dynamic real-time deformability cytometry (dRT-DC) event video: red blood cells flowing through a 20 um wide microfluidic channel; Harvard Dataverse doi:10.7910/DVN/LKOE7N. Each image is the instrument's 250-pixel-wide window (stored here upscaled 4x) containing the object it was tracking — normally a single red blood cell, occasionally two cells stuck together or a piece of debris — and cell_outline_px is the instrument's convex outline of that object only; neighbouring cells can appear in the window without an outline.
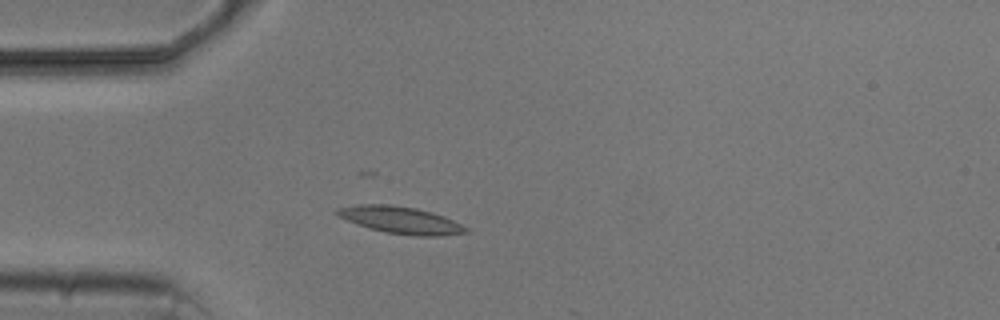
{"species": "common noctule bat (a hibernating species)", "species_latin": "Nyctalus noctula", "temperature_condition": "cold", "stored_images_in_passage": 3, "camera_frame_rate_fps": 3000, "um_per_image_px": 0.085, "animal": {"sex": "male", "body_mass_g": 20.5, "forearm_length_mm": 52.5}, "frame": {"image": 1, "passage_image": 3, "time_ms": 2.333, "image_size_px": [1000, 320], "cell_outline_px": [[472, 232], [440, 236], [412, 236], [384, 232], [368, 228], [356, 224], [332, 212], [336, 208], [356, 204], [392, 204], [416, 208], [432, 212], [444, 216], [468, 228]], "centroid_in_image_um": [34.05, 18.7], "position_along_channel_um": 51.0, "area_um2": 20.58}}